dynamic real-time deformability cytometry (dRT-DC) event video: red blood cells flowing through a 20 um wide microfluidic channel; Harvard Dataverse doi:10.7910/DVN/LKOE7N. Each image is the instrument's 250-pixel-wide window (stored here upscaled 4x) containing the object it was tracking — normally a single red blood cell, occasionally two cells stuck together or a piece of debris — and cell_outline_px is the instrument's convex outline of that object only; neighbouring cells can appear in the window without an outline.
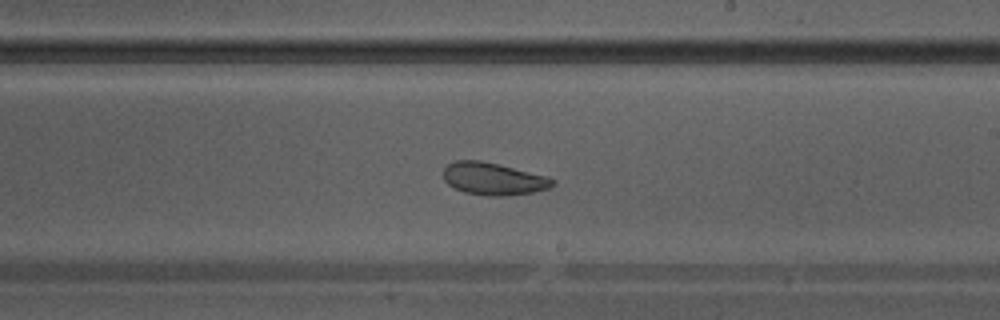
{"species": "Egyptian fruit bat (a non-hibernating species)", "species_latin": "Rousettus aegyptiacus", "temperature_condition": "warm", "stored_images_in_passage": 39, "camera_frame_rate_fps": 3000, "um_per_image_px": 0.085, "animal": {"sex": "male"}, "frame": {"image": 1, "passage_image": 23, "time_ms": 7.333, "image_size_px": [1000, 320], "cell_outline_px": [[556, 184], [548, 188], [532, 192], [504, 196], [484, 196], [464, 192], [448, 184], [444, 180], [444, 168], [448, 164], [456, 160], [480, 160], [500, 164], [548, 176], [556, 180]], "centroid_in_image_um": [41.96, 15.19], "position_along_channel_um": 247.0, "area_um2": 20.75}}